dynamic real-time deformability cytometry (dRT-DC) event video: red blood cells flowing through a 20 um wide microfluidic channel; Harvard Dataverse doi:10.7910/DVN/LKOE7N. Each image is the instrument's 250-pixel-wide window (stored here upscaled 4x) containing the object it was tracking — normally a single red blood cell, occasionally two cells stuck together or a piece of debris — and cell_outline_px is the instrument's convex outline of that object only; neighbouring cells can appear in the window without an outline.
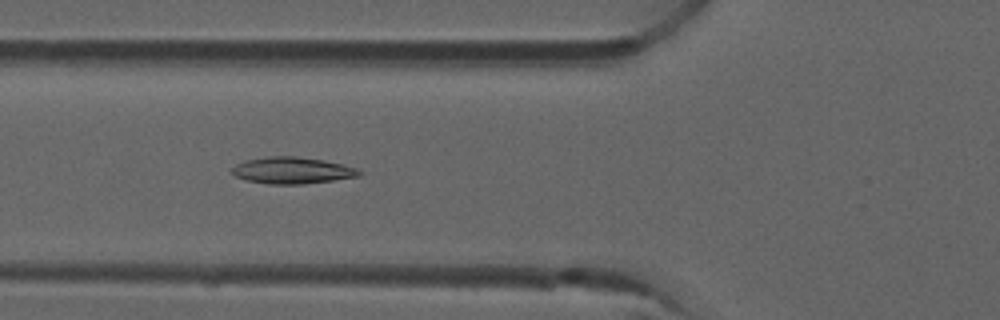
{"species": "common noctule bat (a hibernating species)", "species_latin": "Nyctalus noctula", "temperature_condition": "room temperature", "stored_images_in_passage": 6, "camera_frame_rate_fps": 3000, "um_per_image_px": 0.085, "animal": {"sex": "male", "forearm_length_mm": 52.5}, "frame": {"image": 1, "passage_image": 5, "time_ms": 1.333, "image_size_px": [1000, 320], "cell_outline_px": [[364, 172], [360, 176], [304, 184], [268, 184], [244, 180], [236, 176], [232, 172], [232, 168], [236, 164], [244, 160], [268, 156], [296, 156], [324, 160], [356, 168]], "centroid_in_image_um": [24.82, 14.48], "position_along_channel_um": 101.0, "area_um2": 19.77}}
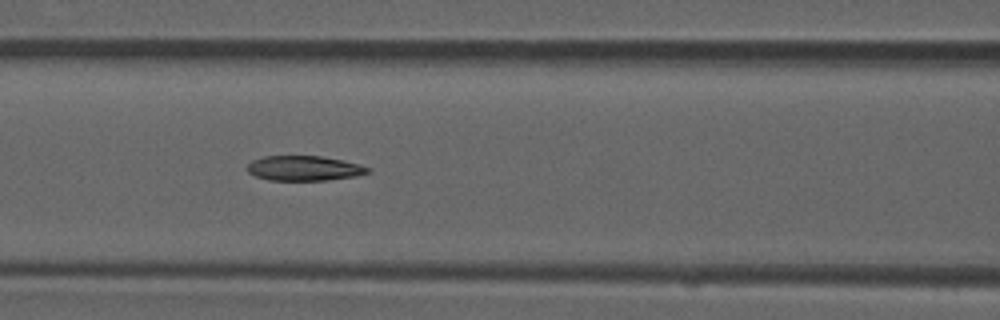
{"frame": {"image": 2, "passage_image": 6, "time_ms": 1.667, "image_size_px": [1000, 320], "cell_outline_px": [[372, 172], [356, 176], [328, 180], [268, 180], [256, 176], [248, 172], [244, 168], [252, 160], [264, 156], [320, 156], [340, 160], [372, 168]], "centroid_in_image_um": [25.82, 14.31], "position_along_channel_um": 140.8, "area_um2": 17.51}}